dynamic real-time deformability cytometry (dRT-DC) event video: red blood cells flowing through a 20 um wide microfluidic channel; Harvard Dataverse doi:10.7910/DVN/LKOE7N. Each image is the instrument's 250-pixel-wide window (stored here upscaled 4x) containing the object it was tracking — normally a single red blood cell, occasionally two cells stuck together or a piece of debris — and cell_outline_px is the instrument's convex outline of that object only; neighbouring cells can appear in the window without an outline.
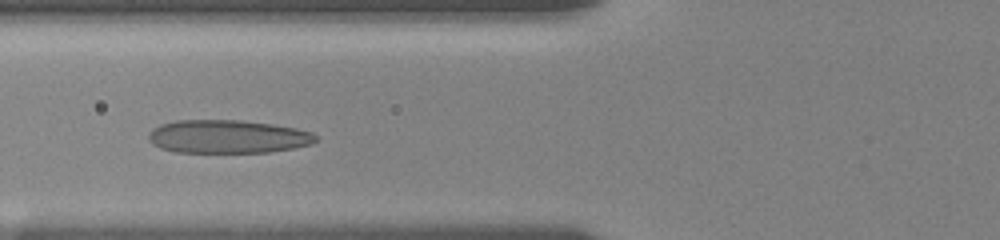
{"species": "human", "species_latin": "Homo sapiens", "temperature_condition": "room temperature", "stored_images_in_passage": 37, "camera_frame_rate_fps": 3000, "um_per_image_px": 0.085, "donor": {"sex": "female"}, "frame": {"image": 1, "passage_image": 5, "time_ms": 1.333, "image_size_px": [1000, 240], "cell_outline_px": [[316, 140], [312, 144], [292, 148], [268, 152], [176, 152], [160, 148], [152, 144], [148, 140], [148, 132], [152, 128], [160, 124], [176, 120], [240, 120], [272, 124], [296, 128], [312, 132], [316, 136]], "centroid_in_image_um": [19.31, 11.6], "position_along_channel_um": 106.5, "area_um2": 32.54}}
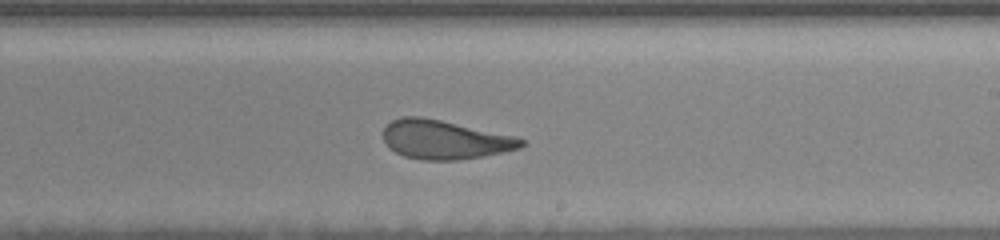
{"frame": {"image": 2, "passage_image": 17, "time_ms": 5.333, "image_size_px": [1000, 240], "cell_outline_px": [[524, 144], [520, 148], [484, 156], [460, 160], [420, 160], [404, 156], [396, 152], [384, 140], [384, 128], [392, 120], [400, 116], [420, 116], [440, 120], [516, 136], [524, 140]], "centroid_in_image_um": [37.81, 11.87], "position_along_channel_um": 251.2, "area_um2": 31.15}}
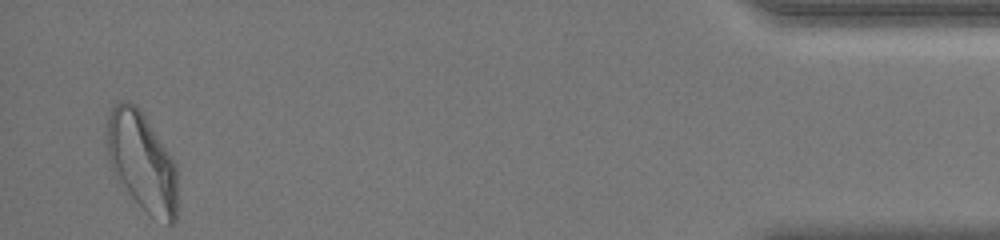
{"frame": {"image": 3, "passage_image": 37, "time_ms": 12.0, "image_size_px": [1000, 240], "cell_outline_px": [[176, 220], [172, 224], [168, 224], [152, 216], [132, 196], [108, 160], [108, 116], [112, 104], [120, 100], [128, 100], [136, 104], [140, 108], [176, 164]], "centroid_in_image_um": [12.08, 13.66], "position_along_channel_um": 423.1, "area_um2": 39.77}, "authors_computed_cell_mechanics": {"area_um2": 32.4258, "velocity_mm_per_s": 3.6086, "shape_relaxation_time_tau1_ms": 5.4097, "shape_relaxation_time_tau2_ms": 1.6905, "deformation_change_tau1": 0.1767, "deformation_change_tau2": 0.0958}}